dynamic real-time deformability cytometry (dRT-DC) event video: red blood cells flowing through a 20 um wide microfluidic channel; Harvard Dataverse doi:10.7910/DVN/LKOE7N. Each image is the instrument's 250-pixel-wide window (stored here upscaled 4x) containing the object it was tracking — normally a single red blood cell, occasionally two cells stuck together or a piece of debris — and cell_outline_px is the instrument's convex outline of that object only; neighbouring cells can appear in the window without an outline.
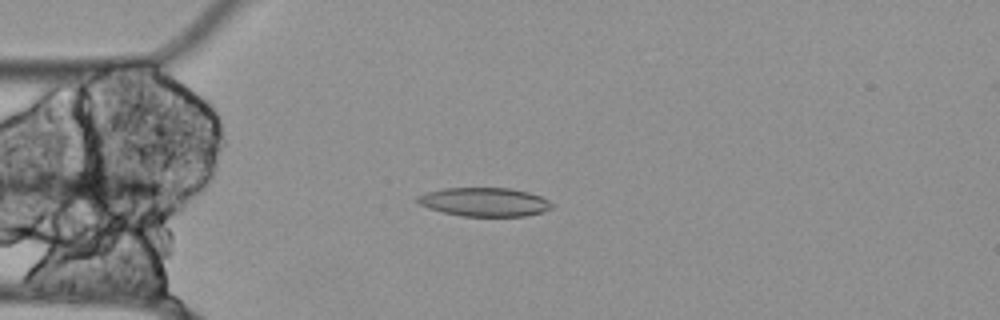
{"species": "Egyptian fruit bat (a non-hibernating species)", "species_latin": "Rousettus aegyptiacus", "temperature_condition": "cold", "stored_images_in_passage": 43, "segment_of_instrument_passage": [1, 2], "camera_frame_rate_fps": 3000, "um_per_image_px": 0.085, "animal": {"sex": "female"}, "frame": {"image": 1, "passage_image": 4, "time_ms": 1.0, "image_size_px": [1000, 320], "cell_outline_px": [[552, 208], [544, 212], [524, 216], [464, 216], [444, 212], [428, 208], [420, 204], [416, 200], [416, 196], [428, 192], [444, 188], [508, 188], [528, 192], [540, 196], [548, 200], [552, 204]], "centroid_in_image_um": [41.19, 17.17], "position_along_channel_um": 43.8, "area_um2": 22.37}}
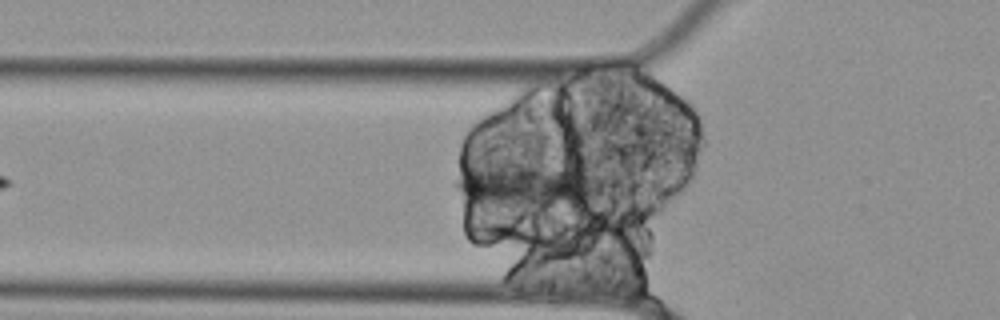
{"frame": {"image": 2, "passage_image": 8, "time_ms": 2.333, "image_size_px": [1000, 320], "cell_outline_px": [[604, 188], [600, 192], [592, 196], [548, 208], [528, 208], [476, 200], [460, 192], [452, 184], [452, 180], [460, 176], [480, 168], [496, 164], [544, 164], [564, 168], [600, 180], [604, 184]], "centroid_in_image_um": [44.81, 15.75], "position_along_channel_um": 81.0, "area_um2": 35.43}}